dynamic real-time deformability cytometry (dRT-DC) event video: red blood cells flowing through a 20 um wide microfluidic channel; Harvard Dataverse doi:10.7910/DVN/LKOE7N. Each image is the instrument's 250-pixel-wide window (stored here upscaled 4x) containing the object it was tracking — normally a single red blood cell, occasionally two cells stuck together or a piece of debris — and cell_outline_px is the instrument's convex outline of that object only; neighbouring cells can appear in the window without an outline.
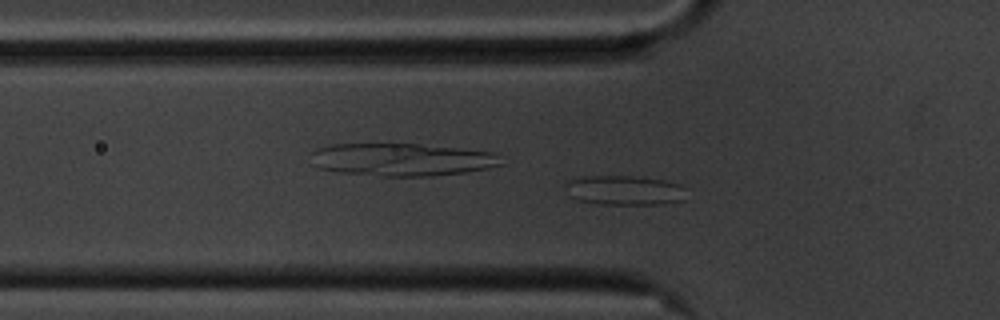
{"species": "common noctule bat (a hibernating species)", "species_latin": "Nyctalus noctula", "temperature_condition": "cold", "stored_images_in_passage": 54, "camera_frame_rate_fps": 3000, "um_per_image_px": 0.085, "animal": {"sex": "male", "body_mass_g": 20.1, "forearm_length_mm": 53.5}, "frame": {"image": 1, "passage_image": 14, "time_ms": 4.333, "image_size_px": [1000, 320], "cell_outline_px": [[684, 200], [664, 204], [600, 204], [580, 200], [568, 196], [564, 184], [564, 180], [584, 176], [636, 176], [664, 180], [680, 184], [684, 188]], "centroid_in_image_um": [53.03, 16.16], "position_along_channel_um": 72.8, "area_um2": 21.1}}
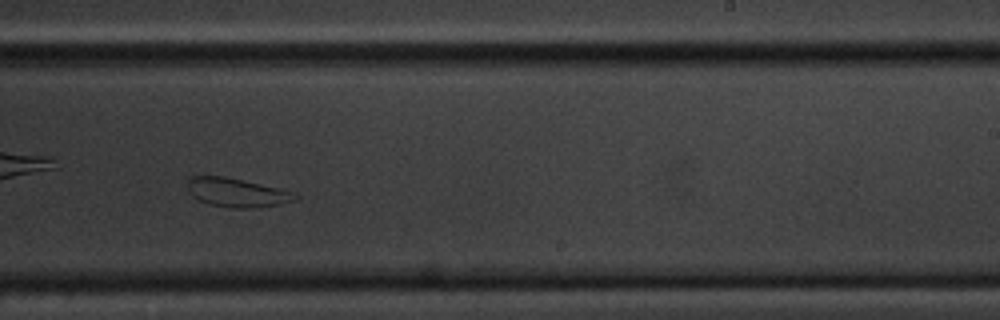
{"frame": {"image": 2, "passage_image": 31, "time_ms": 10.0, "image_size_px": [1000, 320], "cell_outline_px": [[300, 196], [292, 200], [280, 204], [248, 208], [232, 208], [208, 204], [192, 196], [188, 192], [188, 180], [192, 176], [224, 176], [276, 188]], "centroid_in_image_um": [20.04, 16.37], "position_along_channel_um": 269.0, "area_um2": 17.57}}
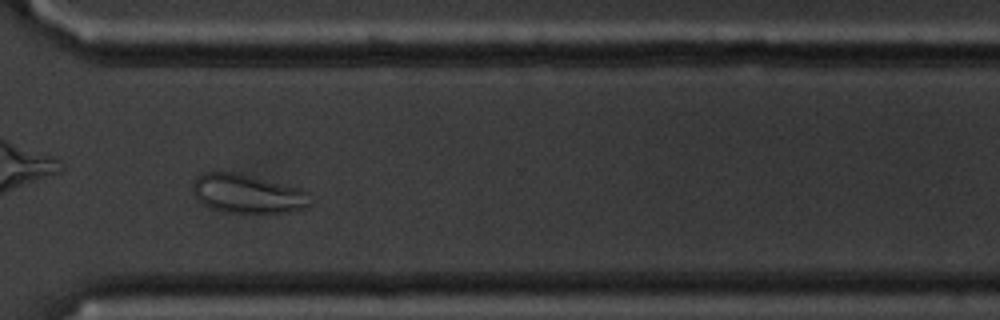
{"frame": {"image": 3, "passage_image": 38, "time_ms": 12.333, "image_size_px": [1000, 320], "cell_outline_px": [[312, 204], [304, 208], [288, 212], [224, 212], [212, 208], [204, 204], [192, 192], [192, 184], [196, 176], [200, 172], [224, 172], [244, 176], [280, 184], [296, 188], [308, 192]], "centroid_in_image_um": [20.99, 16.49], "position_along_channel_um": 349.6, "area_um2": 25.78}, "authors_computed_cell_mechanics": {"area_um2": 25.3742, "velocity_mm_per_s": 3.4586, "shape_relaxation_time_tau1_ms": null, "shape_relaxation_time_tau2_ms": 1.2515, "deformation_change_tau1": null, "deformation_change_tau2": 0.0772}}